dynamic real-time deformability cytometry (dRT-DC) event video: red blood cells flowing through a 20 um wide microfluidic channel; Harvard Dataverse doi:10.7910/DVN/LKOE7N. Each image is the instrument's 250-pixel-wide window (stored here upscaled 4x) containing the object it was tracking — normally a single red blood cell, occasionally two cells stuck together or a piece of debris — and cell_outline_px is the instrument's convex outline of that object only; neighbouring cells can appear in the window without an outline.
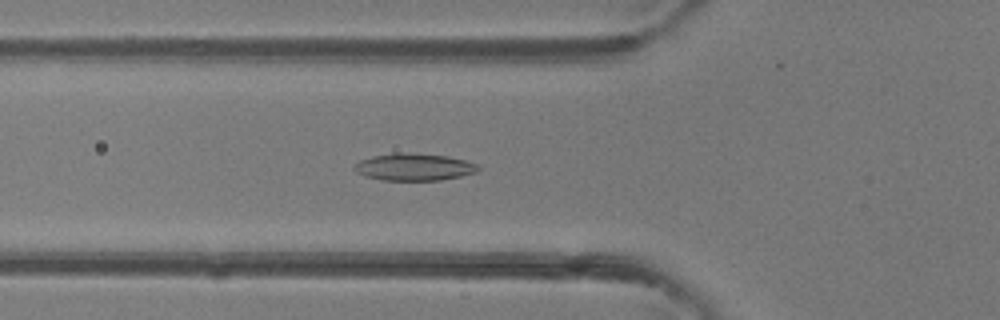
{"species": "common noctule bat (a hibernating species)", "species_latin": "Nyctalus noctula", "temperature_condition": "room temperature", "stored_images_in_passage": 40, "camera_frame_rate_fps": 3000, "um_per_image_px": 0.085, "animal": {"sex": "female"}, "frame": {"image": 1, "passage_image": 9, "time_ms": 2.667, "image_size_px": [1000, 320], "cell_outline_px": [[480, 168], [476, 172], [460, 176], [440, 180], [380, 180], [364, 176], [356, 172], [352, 168], [360, 160], [372, 156], [400, 152], [448, 156], [464, 160], [476, 164]], "centroid_in_image_um": [35.16, 14.2], "position_along_channel_um": 90.6, "area_um2": 19.48}}
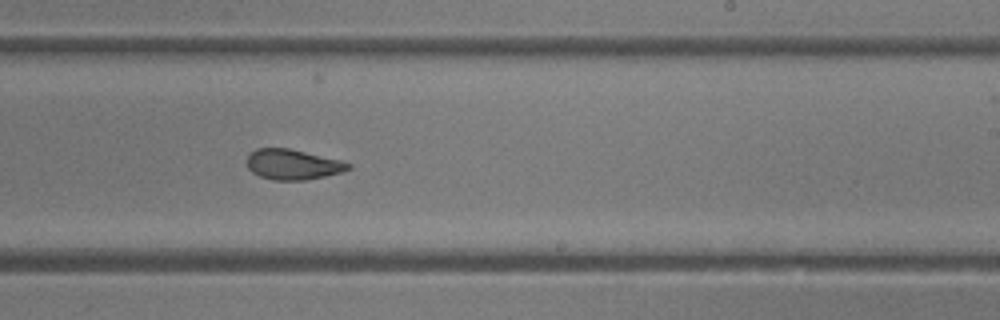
{"frame": {"image": 2, "passage_image": 21, "time_ms": 6.667, "image_size_px": [1000, 320], "cell_outline_px": [[352, 168], [340, 172], [324, 176], [304, 180], [272, 180], [260, 176], [252, 172], [248, 168], [248, 156], [256, 148], [288, 148], [340, 160], [352, 164]], "centroid_in_image_um": [24.89, 13.98], "position_along_channel_um": 264.1, "area_um2": 17.69}}
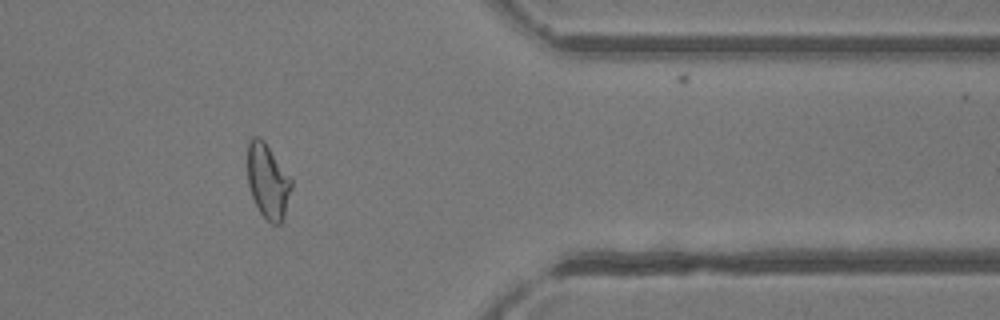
{"frame": {"image": 3, "passage_image": 31, "time_ms": 10.0, "image_size_px": [1000, 320], "cell_outline_px": [[292, 188], [284, 216], [280, 224], [272, 224], [260, 212], [252, 196], [248, 184], [248, 140], [252, 136], [260, 136], [264, 140], [292, 180]], "centroid_in_image_um": [22.76, 15.37], "position_along_channel_um": 388.6, "area_um2": 18.96}, "authors_computed_cell_mechanics": {"area_um2": 19.2185, "velocity_mm_per_s": 4.3291, "shape_relaxation_time_tau1_ms": 3.5592, "shape_relaxation_time_tau2_ms": 1.6232, "deformation_change_tau1": 0.1588, "deformation_change_tau2": 0.0901}}